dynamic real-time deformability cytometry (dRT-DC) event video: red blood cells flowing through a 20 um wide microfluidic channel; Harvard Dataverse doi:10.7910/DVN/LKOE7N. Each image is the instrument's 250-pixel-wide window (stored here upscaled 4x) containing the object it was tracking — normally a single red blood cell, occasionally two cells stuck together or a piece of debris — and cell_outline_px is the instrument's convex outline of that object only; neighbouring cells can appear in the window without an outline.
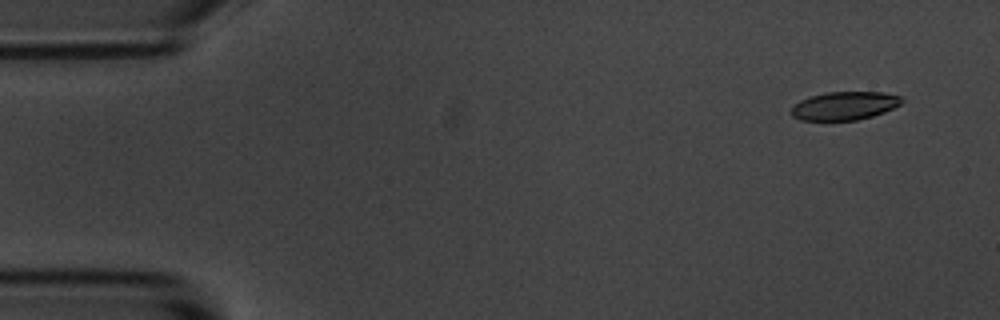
{"species": "common noctule bat (a hibernating species)", "species_latin": "Nyctalus noctula", "temperature_condition": "room temperature", "stored_images_in_passage": 6, "camera_frame_rate_fps": 3000, "um_per_image_px": 0.085, "animal": {"sex": "male", "body_mass_g": 20.1, "forearm_length_mm": 53.5}, "frame": {"image": 1, "passage_image": 1, "time_ms": 0.0, "image_size_px": [1000, 320], "cell_outline_px": [[904, 100], [900, 104], [884, 112], [872, 116], [856, 120], [800, 120], [792, 116], [788, 112], [800, 100], [808, 96], [824, 92], [884, 92], [900, 96]], "centroid_in_image_um": [71.75, 8.98], "position_along_channel_um": 13.3, "area_um2": 18.32}}
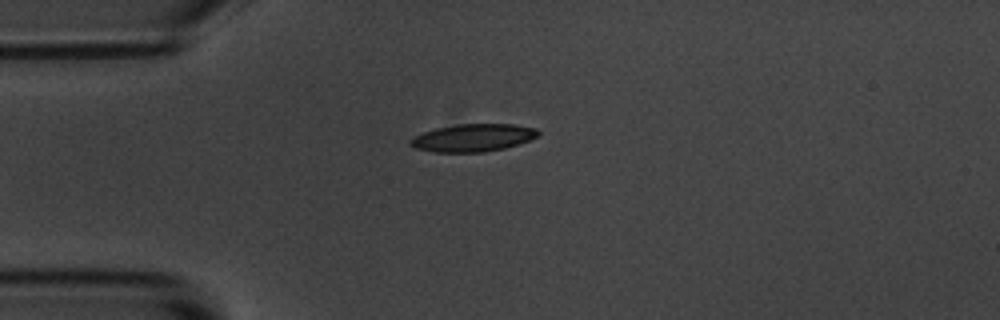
{"frame": {"image": 2, "passage_image": 4, "time_ms": 3.333, "image_size_px": [1000, 320], "cell_outline_px": [[540, 136], [504, 148], [484, 152], [432, 152], [416, 148], [408, 144], [408, 140], [412, 136], [436, 128], [456, 124], [516, 124], [536, 128], [540, 132]], "centroid_in_image_um": [40.18, 11.7], "position_along_channel_um": 44.8, "area_um2": 20.69}}